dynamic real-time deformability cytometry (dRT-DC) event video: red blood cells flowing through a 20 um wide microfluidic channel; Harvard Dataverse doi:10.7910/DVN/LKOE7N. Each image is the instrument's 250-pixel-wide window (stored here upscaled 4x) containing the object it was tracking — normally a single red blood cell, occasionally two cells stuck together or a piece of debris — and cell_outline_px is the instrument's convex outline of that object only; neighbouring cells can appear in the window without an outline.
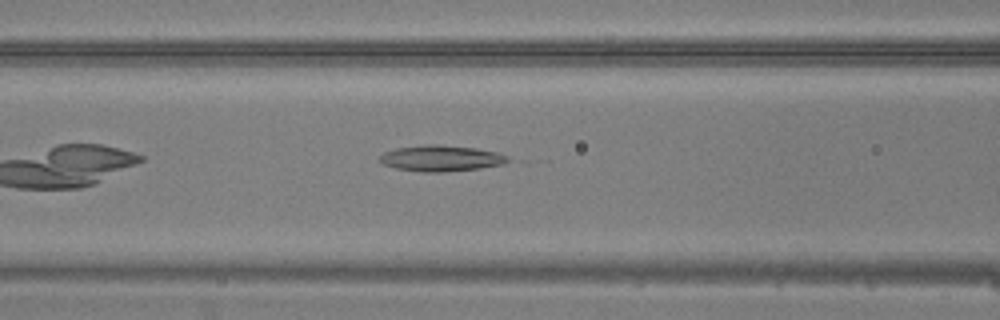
{"species": "common noctule bat (a hibernating species)", "species_latin": "Nyctalus noctula", "temperature_condition": "warm", "stored_images_in_passage": 26, "camera_frame_rate_fps": 3000, "um_per_image_px": 0.085, "animal": {"sex": "male", "body_mass_g": 20.5, "forearm_length_mm": 52.5}, "frame": {"image": 1, "passage_image": 7, "time_ms": 2.0, "image_size_px": [1000, 320], "cell_outline_px": [[512, 160], [504, 164], [480, 168], [444, 172], [420, 172], [396, 168], [384, 164], [376, 160], [384, 152], [396, 148], [424, 144], [440, 144], [476, 148], [496, 152], [508, 156]], "centroid_in_image_um": [37.49, 13.45], "position_along_channel_um": 129.1, "area_um2": 19.65}}
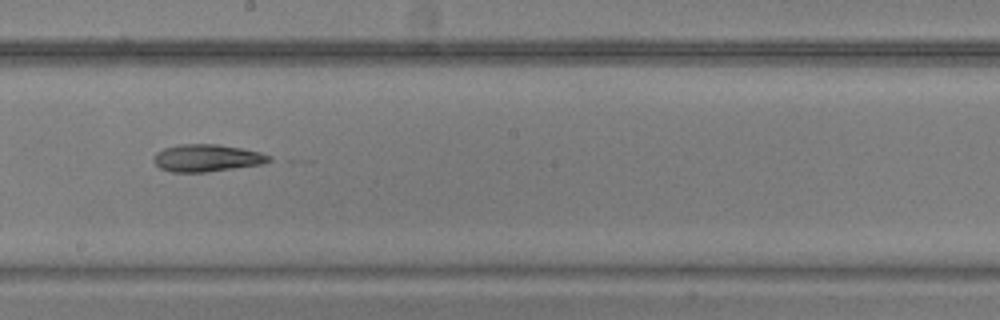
{"frame": {"image": 2, "passage_image": 14, "time_ms": 4.333, "image_size_px": [1000, 320], "cell_outline_px": [[272, 160], [264, 164], [204, 172], [172, 172], [160, 168], [152, 160], [152, 156], [156, 152], [164, 148], [180, 144], [216, 144], [240, 148], [260, 152], [272, 156]], "centroid_in_image_um": [17.57, 13.43], "position_along_channel_um": 230.6, "area_um2": 18.38}}
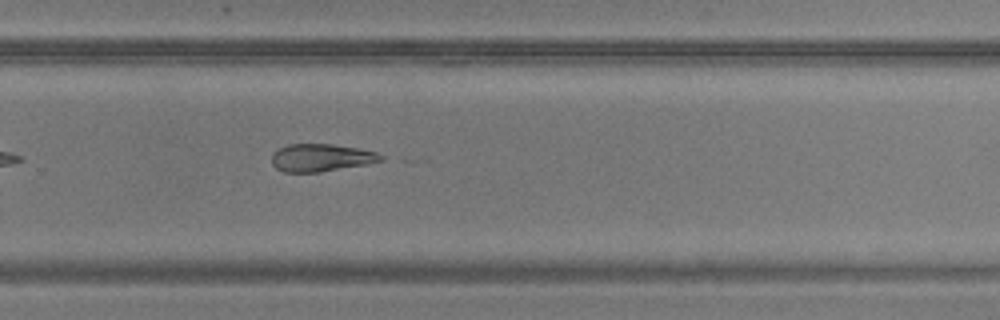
{"frame": {"image": 3, "passage_image": 19, "time_ms": 6.0, "image_size_px": [1000, 320], "cell_outline_px": [[384, 160], [364, 164], [320, 172], [284, 172], [276, 168], [272, 164], [272, 152], [288, 144], [332, 144], [356, 148], [376, 152], [384, 156]], "centroid_in_image_um": [27.26, 13.4], "position_along_channel_um": 302.5, "area_um2": 17.4}}